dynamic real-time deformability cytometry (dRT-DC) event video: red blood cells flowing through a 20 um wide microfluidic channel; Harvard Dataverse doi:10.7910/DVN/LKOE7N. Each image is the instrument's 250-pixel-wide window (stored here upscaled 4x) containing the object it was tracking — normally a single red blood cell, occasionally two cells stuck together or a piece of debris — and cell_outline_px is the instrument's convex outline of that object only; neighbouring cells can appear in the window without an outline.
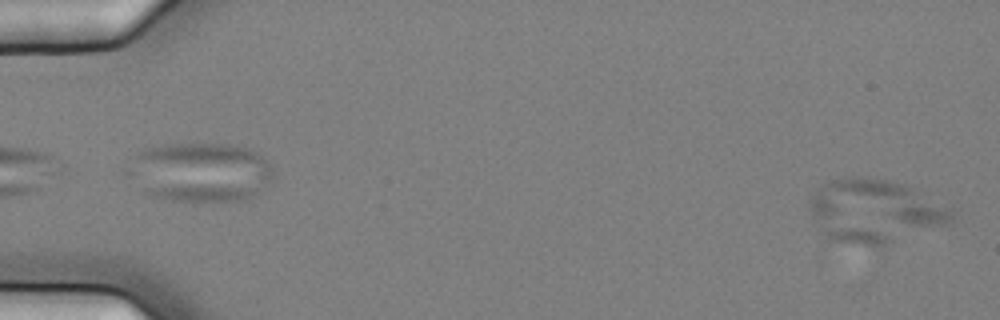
{"species": "common noctule bat (a hibernating species)", "species_latin": "Nyctalus noctula", "temperature_condition": "cold", "stored_images_in_passage": 6, "camera_frame_rate_fps": 3000, "um_per_image_px": 0.085, "animal": {"sex": "female", "body_mass_g": 25.1}, "frame": {"image": 1, "passage_image": 1, "time_ms": 0.0, "image_size_px": [1000, 320], "cell_outline_px": [[952, 220], [948, 224], [884, 244], [868, 244], [828, 240], [824, 236], [808, 204], [812, 196], [820, 184], [828, 180], [860, 176], [888, 180], [904, 184], [912, 188], [952, 212]], "centroid_in_image_um": [74.27, 17.91], "position_along_channel_um": 10.7, "area_um2": 51.04}}